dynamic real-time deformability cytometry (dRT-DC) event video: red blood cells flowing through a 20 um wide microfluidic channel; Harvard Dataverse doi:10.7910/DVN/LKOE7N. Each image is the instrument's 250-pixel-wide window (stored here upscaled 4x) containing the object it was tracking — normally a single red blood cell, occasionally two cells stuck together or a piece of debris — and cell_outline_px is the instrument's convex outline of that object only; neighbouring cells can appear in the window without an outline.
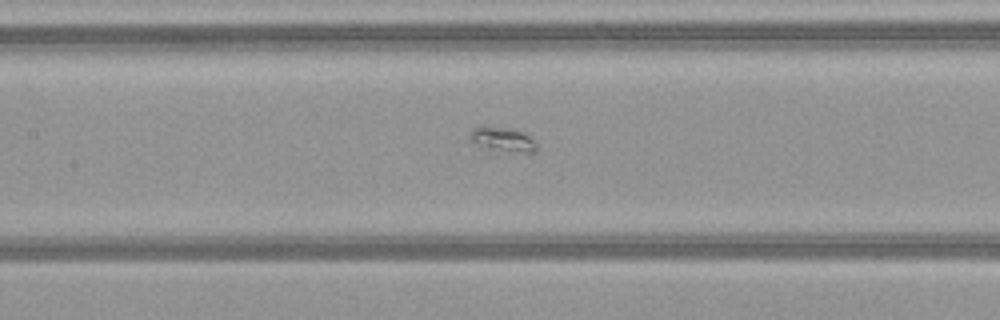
{"species": "common noctule bat (a hibernating species)", "species_latin": "Nyctalus noctula", "temperature_condition": "warm", "stored_images_in_passage": 52, "segment_of_instrument_passage": [2, 2], "camera_frame_rate_fps": 3000, "um_per_image_px": 0.085, "animal": {"sex": "female", "body_mass_g": 21.9}, "frame": {"image": 1, "passage_image": 24, "time_ms": 7.667, "image_size_px": [1000, 320], "cell_outline_px": [[536, 152], [496, 152], [480, 148], [468, 140], [468, 136], [472, 128], [480, 124], [488, 124], [524, 132], [536, 144]], "centroid_in_image_um": [42.58, 11.84], "position_along_channel_um": 164.8, "area_um2": 10.23}}
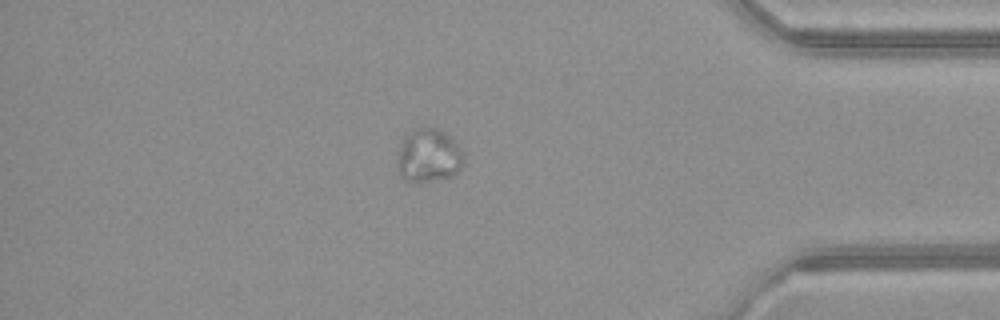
{"frame": {"image": 2, "passage_image": 44, "time_ms": 14.333, "image_size_px": [1000, 320], "cell_outline_px": [[464, 164], [460, 172], [452, 176], [428, 180], [404, 180], [400, 176], [396, 160], [396, 156], [400, 140], [412, 128], [436, 128], [444, 132], [464, 152]], "centroid_in_image_um": [36.41, 13.2], "position_along_channel_um": 398.8, "area_um2": 20.87}}
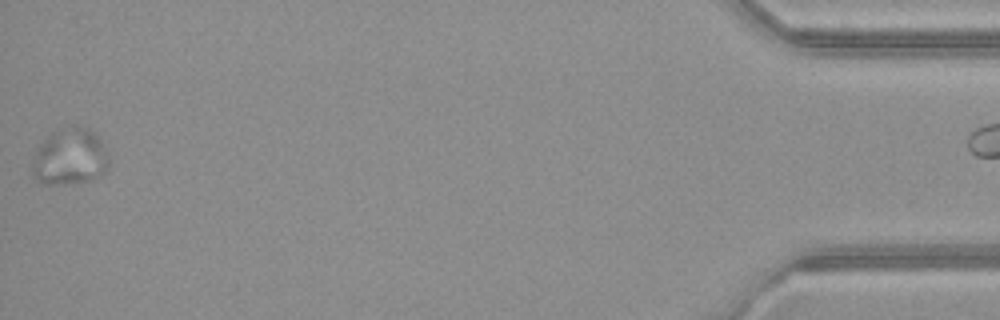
{"frame": {"image": 3, "passage_image": 51, "time_ms": 16.667, "image_size_px": [1000, 320], "cell_outline_px": [[108, 168], [104, 172], [88, 180], [72, 184], [48, 184], [36, 180], [32, 176], [32, 164], [36, 148], [56, 128], [72, 124], [76, 124], [88, 128], [96, 132], [108, 156]], "centroid_in_image_um": [5.92, 13.29], "position_along_channel_um": 429.3, "area_um2": 25.61}}